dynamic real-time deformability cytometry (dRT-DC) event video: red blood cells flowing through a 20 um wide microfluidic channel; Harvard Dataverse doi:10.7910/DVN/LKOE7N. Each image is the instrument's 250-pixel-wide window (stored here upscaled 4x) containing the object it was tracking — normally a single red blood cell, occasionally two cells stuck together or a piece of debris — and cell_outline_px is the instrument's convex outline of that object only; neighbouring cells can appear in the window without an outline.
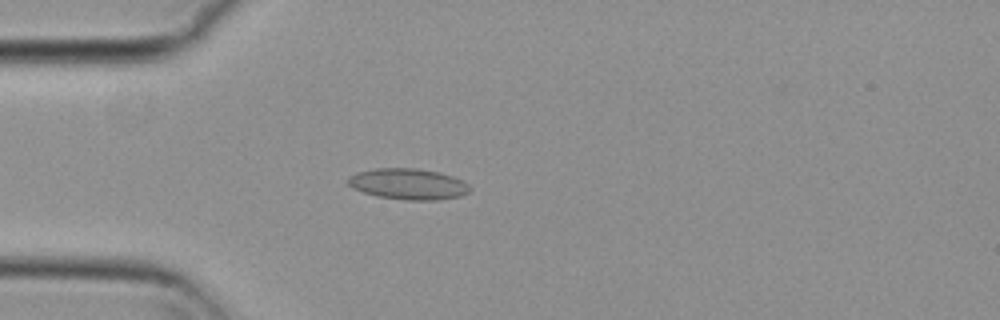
{"species": "common noctule bat (a hibernating species)", "species_latin": "Nyctalus noctula", "temperature_condition": "cold", "stored_images_in_passage": 41, "camera_frame_rate_fps": 3000, "um_per_image_px": 0.085, "animal": {"sex": "female", "body_mass_g": 29.2, "forearm_length_mm": 56.3}, "frame": {"image": 1, "passage_image": 13, "time_ms": 4.0, "image_size_px": [1000, 320], "cell_outline_px": [[472, 188], [468, 192], [460, 196], [436, 200], [408, 200], [376, 196], [352, 188], [348, 184], [348, 176], [356, 172], [376, 168], [416, 168], [440, 172], [452, 176], [468, 184]], "centroid_in_image_um": [34.68, 15.63], "position_along_channel_um": 50.3, "area_um2": 22.02}}
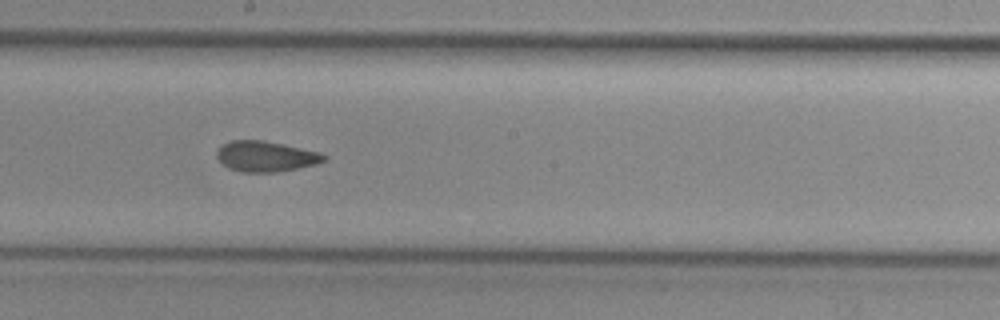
{"frame": {"image": 2, "passage_image": 28, "time_ms": 9.0, "image_size_px": [1000, 320], "cell_outline_px": [[328, 160], [316, 164], [300, 168], [276, 172], [240, 172], [228, 168], [216, 156], [216, 152], [224, 144], [232, 140], [264, 140], [284, 144], [320, 152], [328, 156]], "centroid_in_image_um": [22.64, 13.29], "position_along_channel_um": 225.6, "area_um2": 19.19}}
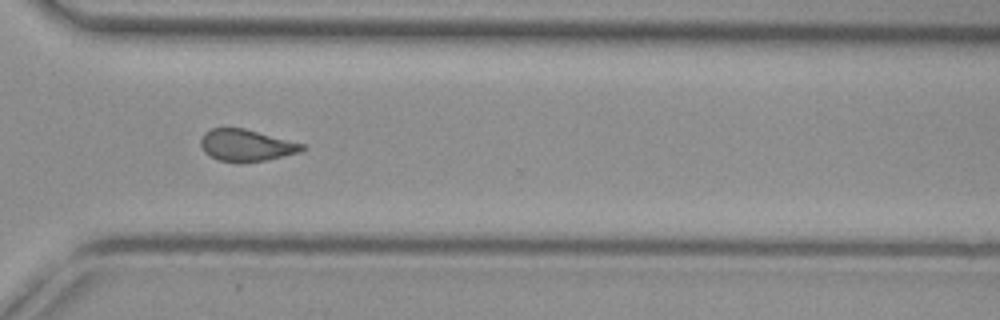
{"frame": {"image": 3, "passage_image": 38, "time_ms": 12.333, "image_size_px": [1000, 320], "cell_outline_px": [[304, 148], [300, 152], [264, 160], [220, 160], [208, 156], [204, 152], [200, 144], [200, 140], [204, 132], [212, 128], [244, 128], [304, 144]], "centroid_in_image_um": [20.89, 12.32], "position_along_channel_um": 349.7, "area_um2": 18.21}, "authors_computed_cell_mechanics": {"area_um2": 19.8254, "velocity_mm_per_s": 3.7235, "shape_relaxation_time_tau1_ms": null, "shape_relaxation_time_tau2_ms": 1.9737, "deformation_change_tau1": null, "deformation_change_tau2": 0.0874}}